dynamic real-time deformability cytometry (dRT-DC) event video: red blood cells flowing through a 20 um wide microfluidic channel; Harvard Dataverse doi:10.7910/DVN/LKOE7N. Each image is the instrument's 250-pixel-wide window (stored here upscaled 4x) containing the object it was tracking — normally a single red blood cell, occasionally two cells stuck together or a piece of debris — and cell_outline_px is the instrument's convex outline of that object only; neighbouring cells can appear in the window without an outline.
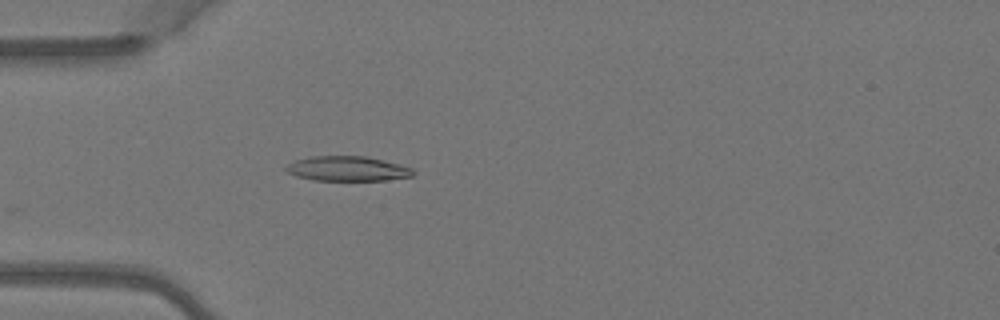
{"species": "Egyptian fruit bat (a non-hibernating species)", "species_latin": "Rousettus aegyptiacus", "temperature_condition": "warm", "stored_images_in_passage": 5, "camera_frame_rate_fps": 3000, "um_per_image_px": 0.085, "animal": {"sex": "female"}, "frame": {"image": 1, "passage_image": 5, "time_ms": 1.333, "image_size_px": [1000, 320], "cell_outline_px": [[416, 172], [412, 176], [384, 180], [312, 180], [296, 176], [288, 172], [284, 168], [288, 164], [296, 160], [308, 156], [368, 156], [400, 164], [412, 168]], "centroid_in_image_um": [29.54, 14.33], "position_along_channel_um": 55.5, "area_um2": 18.44}}